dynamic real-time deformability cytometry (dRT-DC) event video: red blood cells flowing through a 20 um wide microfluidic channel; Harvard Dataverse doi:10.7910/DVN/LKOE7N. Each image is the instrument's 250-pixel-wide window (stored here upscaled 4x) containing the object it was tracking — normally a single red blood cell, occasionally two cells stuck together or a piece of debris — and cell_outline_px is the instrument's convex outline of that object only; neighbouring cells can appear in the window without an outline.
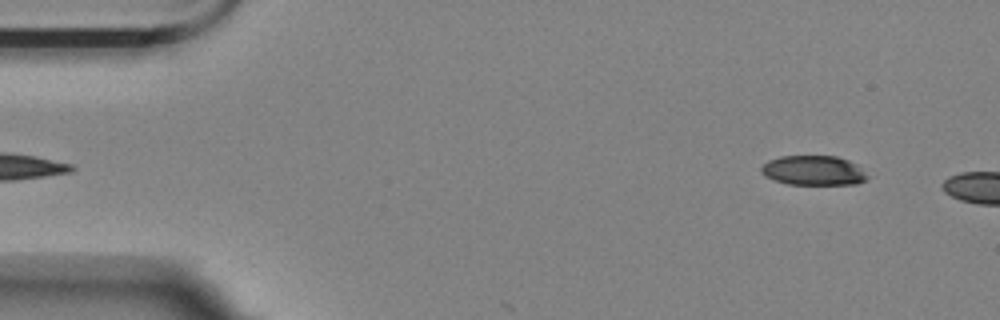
{"species": "Egyptian fruit bat (a non-hibernating species)", "species_latin": "Rousettus aegyptiacus", "temperature_condition": "room temperature", "stored_images_in_passage": 6, "camera_frame_rate_fps": 3000, "um_per_image_px": 0.085, "animal": {"sex": "female"}, "frame": {"image": 1, "passage_image": 2, "time_ms": 0.333, "image_size_px": [1000, 320], "cell_outline_px": [[868, 176], [864, 180], [856, 184], [788, 184], [772, 180], [764, 176], [760, 172], [760, 168], [768, 160], [780, 156], [836, 156], [848, 160], [856, 164]], "centroid_in_image_um": [69.09, 14.49], "position_along_channel_um": 15.9, "area_um2": 18.32}}